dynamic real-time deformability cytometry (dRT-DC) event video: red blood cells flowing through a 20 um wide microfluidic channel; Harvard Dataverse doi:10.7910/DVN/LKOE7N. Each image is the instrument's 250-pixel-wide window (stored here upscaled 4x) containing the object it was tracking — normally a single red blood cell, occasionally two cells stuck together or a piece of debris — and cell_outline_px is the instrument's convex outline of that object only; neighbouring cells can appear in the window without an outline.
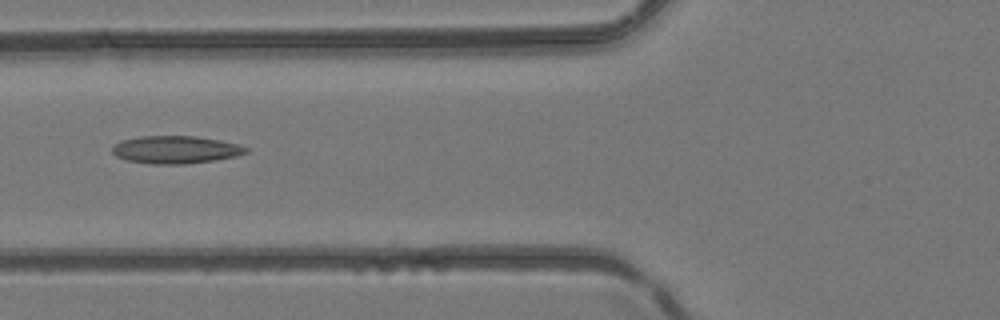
{"species": "common noctule bat (a hibernating species)", "species_latin": "Nyctalus noctula", "temperature_condition": "room temperature", "stored_images_in_passage": 5, "camera_frame_rate_fps": 3000, "um_per_image_px": 0.085, "animal": {"sex": "female", "body_mass_g": 24.6, "forearm_length_mm": 56.2}, "frame": {"image": 1, "passage_image": 5, "time_ms": 1.333, "image_size_px": [1000, 320], "cell_outline_px": [[248, 152], [236, 156], [216, 160], [184, 164], [152, 164], [124, 160], [116, 156], [112, 152], [112, 148], [120, 140], [140, 136], [196, 136], [220, 140], [240, 144], [248, 148]], "centroid_in_image_um": [14.93, 12.72], "position_along_channel_um": 110.9, "area_um2": 21.73}}